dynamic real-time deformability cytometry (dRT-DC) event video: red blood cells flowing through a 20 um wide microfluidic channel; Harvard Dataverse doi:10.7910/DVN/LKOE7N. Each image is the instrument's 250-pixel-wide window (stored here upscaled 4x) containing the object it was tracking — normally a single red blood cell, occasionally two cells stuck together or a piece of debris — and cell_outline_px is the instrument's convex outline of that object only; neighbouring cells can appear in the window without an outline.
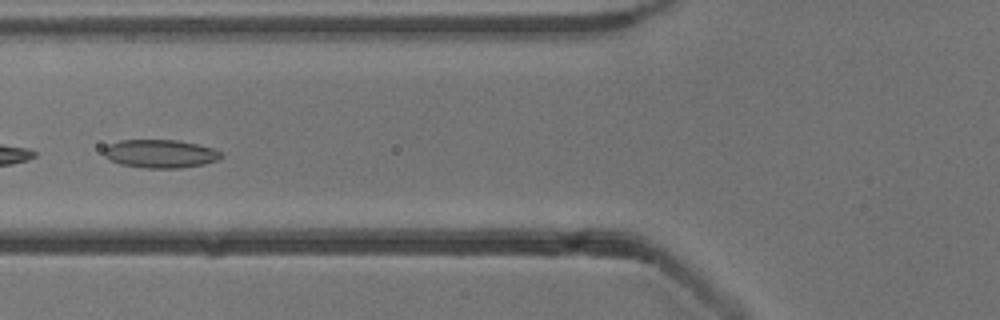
{"species": "common noctule bat (a hibernating species)", "species_latin": "Nyctalus noctula", "temperature_condition": "cold", "stored_images_in_passage": 7, "camera_frame_rate_fps": 3000, "um_per_image_px": 0.085, "animal": {"sex": "male", "body_mass_g": 13.3}, "frame": {"image": 1, "passage_image": 7, "time_ms": 6.667, "image_size_px": [1000, 320], "cell_outline_px": [[224, 156], [216, 160], [204, 164], [180, 168], [144, 168], [120, 164], [108, 160], [104, 156], [104, 148], [108, 144], [120, 140], [180, 140], [212, 148], [220, 152]], "centroid_in_image_um": [13.58, 13.07], "position_along_channel_um": 112.2, "area_um2": 19.42}}